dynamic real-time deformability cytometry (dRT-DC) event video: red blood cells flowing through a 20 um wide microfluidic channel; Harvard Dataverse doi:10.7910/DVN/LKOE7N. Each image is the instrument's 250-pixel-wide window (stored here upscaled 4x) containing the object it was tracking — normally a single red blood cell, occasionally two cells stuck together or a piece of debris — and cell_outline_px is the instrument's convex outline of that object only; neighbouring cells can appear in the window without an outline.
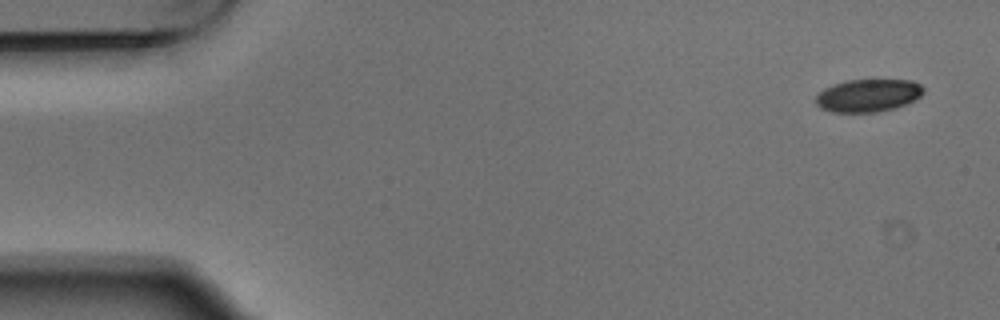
{"species": "Egyptian fruit bat (a non-hibernating species)", "species_latin": "Rousettus aegyptiacus", "temperature_condition": "warm", "stored_images_in_passage": 4, "camera_frame_rate_fps": 3000, "um_per_image_px": 0.085, "animal": {"sex": "male"}, "frame": {"image": 1, "passage_image": 1, "time_ms": 0.0, "image_size_px": [1000, 320], "cell_outline_px": [[924, 92], [920, 96], [896, 108], [880, 112], [832, 112], [820, 108], [816, 104], [816, 96], [824, 88], [848, 80], [912, 80], [920, 84], [924, 88]], "centroid_in_image_um": [73.79, 8.12], "position_along_channel_um": 11.2, "area_um2": 20.46}}